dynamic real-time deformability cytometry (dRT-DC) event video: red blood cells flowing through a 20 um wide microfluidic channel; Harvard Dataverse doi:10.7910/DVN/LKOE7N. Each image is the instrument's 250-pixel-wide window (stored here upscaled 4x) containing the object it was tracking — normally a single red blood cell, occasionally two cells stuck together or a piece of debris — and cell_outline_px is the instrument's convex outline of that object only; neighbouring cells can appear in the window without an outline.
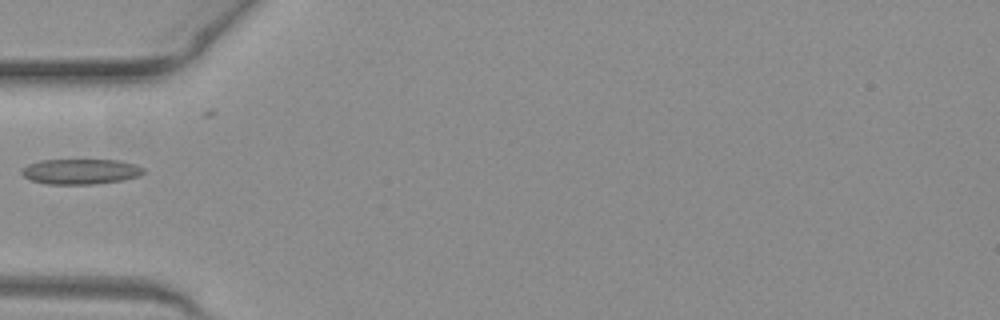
{"species": "common noctule bat (a hibernating species)", "species_latin": "Nyctalus noctula", "temperature_condition": "warm", "stored_images_in_passage": 34, "camera_frame_rate_fps": 3000, "um_per_image_px": 0.085, "animal": {"sex": "female", "body_mass_g": 19.3, "forearm_length_mm": 54.1}, "frame": {"image": 1, "passage_image": 1, "time_ms": 0.0, "image_size_px": [1000, 320], "cell_outline_px": [[144, 172], [140, 176], [124, 180], [92, 184], [48, 184], [32, 180], [24, 176], [20, 172], [28, 164], [40, 160], [120, 160], [136, 164], [144, 168]], "centroid_in_image_um": [6.89, 14.57], "position_along_channel_um": 78.1, "area_um2": 17.98}}
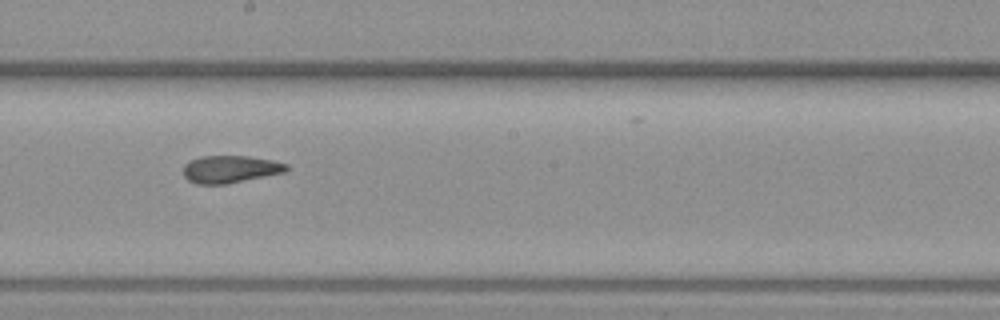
{"frame": {"image": 2, "passage_image": 12, "time_ms": 3.667, "image_size_px": [1000, 320], "cell_outline_px": [[288, 168], [284, 172], [224, 184], [196, 184], [188, 180], [184, 176], [184, 164], [200, 156], [248, 156], [272, 160], [288, 164]], "centroid_in_image_um": [19.54, 14.37], "position_along_channel_um": 228.7, "area_um2": 16.24}}
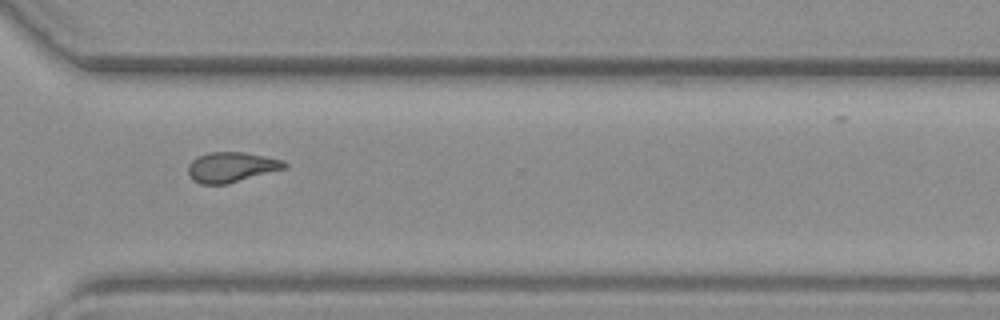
{"frame": {"image": 3, "passage_image": 21, "time_ms": 6.667, "image_size_px": [1000, 320], "cell_outline_px": [[288, 168], [228, 184], [200, 184], [192, 180], [188, 176], [188, 164], [192, 160], [208, 152], [244, 152], [284, 160], [288, 164]], "centroid_in_image_um": [19.69, 14.22], "position_along_channel_um": 350.9, "area_um2": 17.17}}